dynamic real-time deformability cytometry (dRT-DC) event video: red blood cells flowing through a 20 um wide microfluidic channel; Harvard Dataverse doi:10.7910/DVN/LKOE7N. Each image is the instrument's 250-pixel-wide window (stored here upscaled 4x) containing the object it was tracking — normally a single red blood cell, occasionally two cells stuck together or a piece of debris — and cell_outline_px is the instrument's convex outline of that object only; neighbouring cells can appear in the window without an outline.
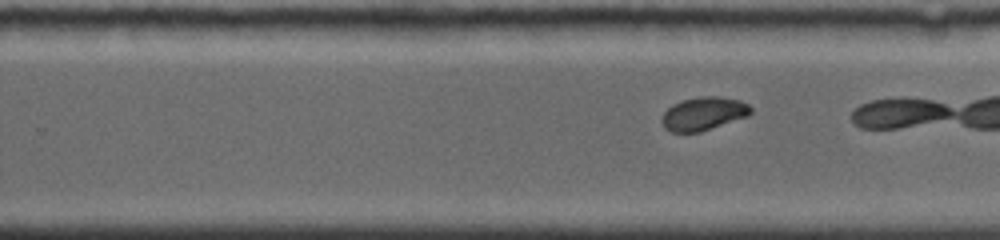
{"species": "common noctule bat (a hibernating species)", "species_latin": "Nyctalus noctula", "temperature_condition": "room temperature", "stored_images_in_passage": 37, "camera_frame_rate_fps": 4000, "um_per_image_px": 0.085, "animal": {"sex": "female", "body_mass_g": 19.0, "forearm_length_mm": 56.7}, "frame": {"image": 1, "passage_image": 22, "time_ms": 5.25, "image_size_px": [1000, 240], "cell_outline_px": [[752, 112], [748, 116], [700, 132], [672, 132], [664, 128], [660, 120], [664, 112], [672, 104], [680, 100], [700, 96], [720, 96], [740, 100], [748, 104], [752, 108]], "centroid_in_image_um": [59.79, 9.65], "position_along_channel_um": 270.0, "area_um2": 17.46}}